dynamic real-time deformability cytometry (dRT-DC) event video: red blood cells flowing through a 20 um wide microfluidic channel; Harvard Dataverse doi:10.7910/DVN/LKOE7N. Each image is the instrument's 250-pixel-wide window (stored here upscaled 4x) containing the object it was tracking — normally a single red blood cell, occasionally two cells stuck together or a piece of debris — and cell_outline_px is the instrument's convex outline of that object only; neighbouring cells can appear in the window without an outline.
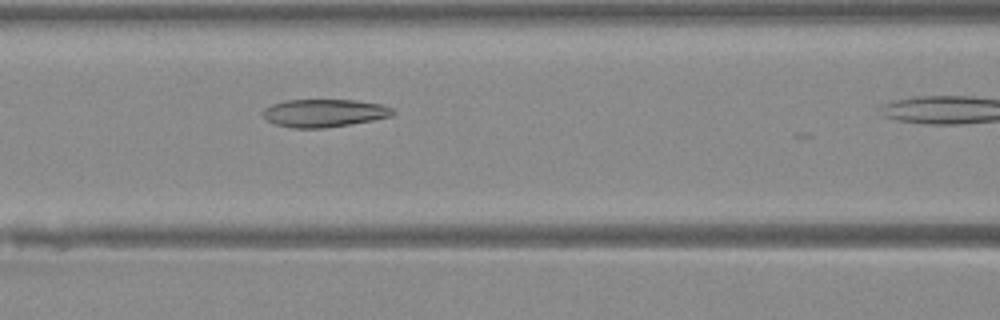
{"species": "Egyptian fruit bat (a non-hibernating species)", "species_latin": "Rousettus aegyptiacus", "temperature_condition": "warm", "stored_images_in_passage": 17, "camera_frame_rate_fps": 3000, "um_per_image_px": 0.085, "animal": {"sex": "female"}, "frame": {"image": 1, "passage_image": 16, "time_ms": 5.0, "image_size_px": [1000, 320], "cell_outline_px": [[396, 112], [392, 116], [372, 120], [324, 128], [292, 128], [276, 124], [268, 120], [264, 116], [264, 108], [272, 104], [284, 100], [356, 100], [380, 104], [392, 108]], "centroid_in_image_um": [27.56, 9.6], "position_along_channel_um": 139.0, "area_um2": 20.92}}